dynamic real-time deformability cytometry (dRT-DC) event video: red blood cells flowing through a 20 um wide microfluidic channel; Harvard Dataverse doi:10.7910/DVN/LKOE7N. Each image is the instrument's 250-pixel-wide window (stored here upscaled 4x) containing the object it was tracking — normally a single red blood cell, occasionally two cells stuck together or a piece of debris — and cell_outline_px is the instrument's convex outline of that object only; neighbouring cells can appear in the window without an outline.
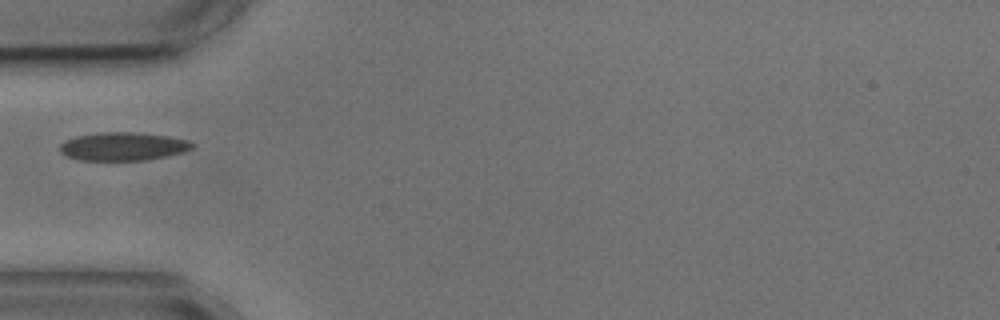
{"species": "common noctule bat (a hibernating species)", "species_latin": "Nyctalus noctula", "temperature_condition": "cold", "stored_images_in_passage": 2, "camera_frame_rate_fps": 3000, "um_per_image_px": 0.085, "animal": {"sex": "male", "body_mass_g": 17.9, "forearm_length_mm": 54.2}, "frame": {"image": 1, "passage_image": 1, "time_ms": 0.0, "image_size_px": [1000, 320], "cell_outline_px": [[196, 144], [192, 148], [184, 152], [148, 160], [80, 160], [68, 156], [60, 152], [60, 144], [64, 140], [76, 136], [100, 132], [136, 132], [168, 136], [188, 140]], "centroid_in_image_um": [10.47, 12.44], "position_along_channel_um": 74.5, "area_um2": 21.91}}